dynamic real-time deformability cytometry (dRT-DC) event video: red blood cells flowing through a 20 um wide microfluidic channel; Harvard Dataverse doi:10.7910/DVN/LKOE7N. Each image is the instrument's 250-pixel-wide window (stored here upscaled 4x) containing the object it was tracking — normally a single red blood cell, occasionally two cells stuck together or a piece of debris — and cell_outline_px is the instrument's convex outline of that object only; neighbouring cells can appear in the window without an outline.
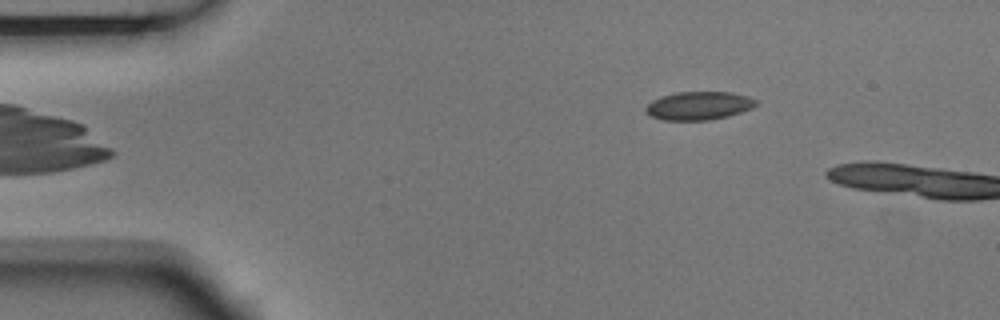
{"species": "Egyptian fruit bat (a non-hibernating species)", "species_latin": "Rousettus aegyptiacus", "temperature_condition": "room temperature", "stored_images_in_passage": 4, "camera_frame_rate_fps": 3000, "um_per_image_px": 0.085, "animal": {"sex": "male"}, "frame": {"image": 1, "passage_image": 1, "time_ms": 0.0, "image_size_px": [1000, 320], "cell_outline_px": [[756, 104], [752, 108], [728, 116], [708, 120], [660, 120], [652, 116], [644, 108], [652, 100], [660, 96], [676, 92], [728, 92], [748, 96], [756, 100]], "centroid_in_image_um": [59.37, 8.98], "position_along_channel_um": 25.6, "area_um2": 18.09}}